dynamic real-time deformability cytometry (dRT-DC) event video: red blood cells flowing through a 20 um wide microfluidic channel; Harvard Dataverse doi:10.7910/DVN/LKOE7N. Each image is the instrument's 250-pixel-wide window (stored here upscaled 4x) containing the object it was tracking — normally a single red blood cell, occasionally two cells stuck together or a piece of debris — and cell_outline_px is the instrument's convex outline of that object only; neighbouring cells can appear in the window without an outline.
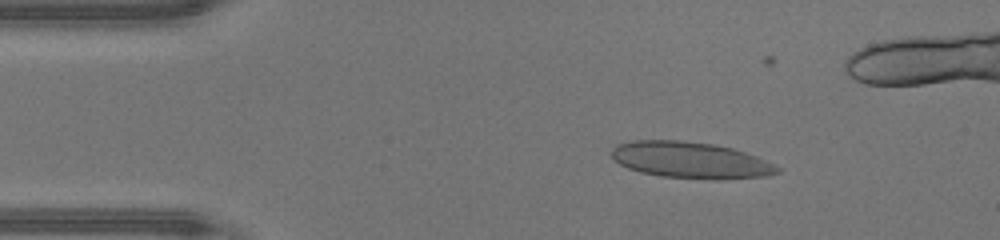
{"species": "human", "species_latin": "Homo sapiens", "temperature_condition": "warm", "stored_images_in_passage": 47, "camera_frame_rate_fps": 3000, "um_per_image_px": 0.085, "donor": {"sex": "male"}, "frame": {"image": 1, "passage_image": 7, "time_ms": 2.0, "image_size_px": [1000, 240], "cell_outline_px": [[780, 172], [768, 176], [660, 176], [640, 172], [628, 168], [620, 164], [612, 156], [612, 148], [616, 144], [632, 140], [680, 140], [712, 144], [732, 148], [756, 156], [776, 164], [780, 168]], "centroid_in_image_um": [58.62, 13.55], "position_along_channel_um": 26.4, "area_um2": 33.76}}
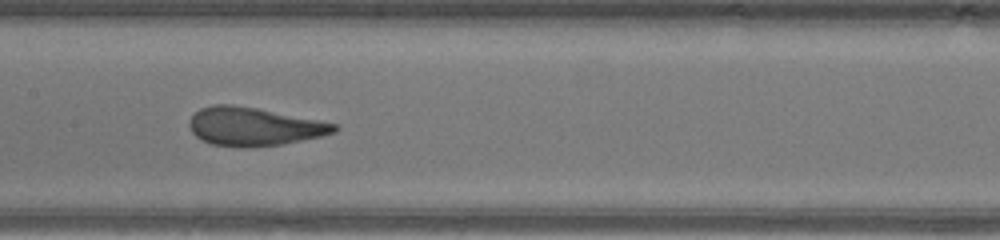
{"frame": {"image": 2, "passage_image": 22, "time_ms": 7.0, "image_size_px": [1000, 240], "cell_outline_px": [[340, 128], [336, 132], [320, 136], [280, 144], [240, 148], [212, 144], [200, 140], [192, 132], [188, 124], [192, 116], [200, 108], [212, 104], [232, 104], [256, 108], [336, 124]], "centroid_in_image_um": [21.52, 10.76], "position_along_channel_um": 185.9, "area_um2": 32.08}}
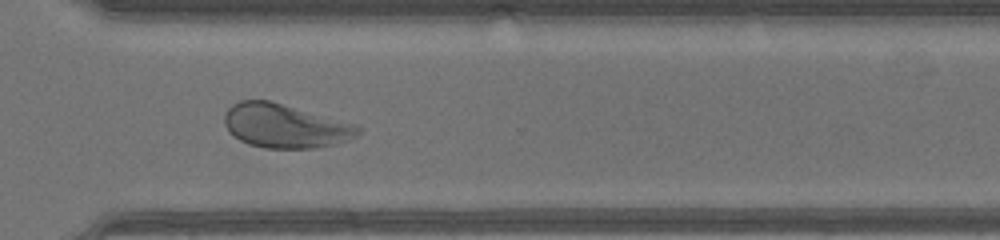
{"frame": {"image": 3, "passage_image": 33, "time_ms": 10.667, "image_size_px": [1000, 240], "cell_outline_px": [[360, 132], [356, 136], [336, 144], [316, 148], [264, 148], [248, 144], [232, 136], [228, 132], [224, 124], [224, 112], [232, 104], [240, 100], [272, 100], [352, 124], [360, 128]], "centroid_in_image_um": [24.14, 10.7], "position_along_channel_um": 346.5, "area_um2": 34.16}, "authors_computed_cell_mechanics": {"area_um2": 34.1598, "velocity_mm_per_s": 4.3907, "shape_relaxation_time_tau1_ms": 3.5636, "shape_relaxation_time_tau2_ms": null, "deformation_change_tau1": 0.1773, "deformation_change_tau2": null}}